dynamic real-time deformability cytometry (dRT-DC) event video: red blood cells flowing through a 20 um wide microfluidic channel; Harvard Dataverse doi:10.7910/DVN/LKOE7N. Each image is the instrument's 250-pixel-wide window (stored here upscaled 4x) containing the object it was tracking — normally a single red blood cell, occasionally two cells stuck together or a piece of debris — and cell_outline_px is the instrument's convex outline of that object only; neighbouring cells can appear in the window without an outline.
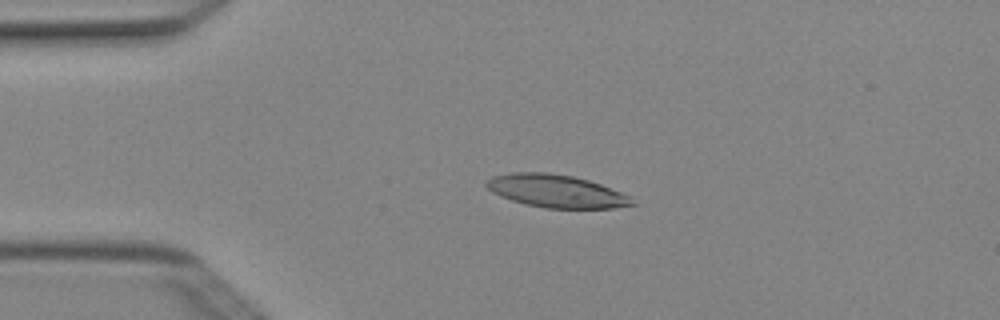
{"species": "Egyptian fruit bat (a non-hibernating species)", "species_latin": "Rousettus aegyptiacus", "temperature_condition": "cold", "stored_images_in_passage": 4, "camera_frame_rate_fps": 3000, "um_per_image_px": 0.085, "animal": {"sex": "female"}, "frame": {"image": 1, "passage_image": 2, "time_ms": 0.333, "image_size_px": [1000, 320], "cell_outline_px": [[636, 204], [612, 208], [544, 208], [524, 204], [500, 196], [492, 192], [484, 184], [492, 176], [512, 172], [548, 172], [572, 176], [588, 180], [600, 184], [632, 196]], "centroid_in_image_um": [47.28, 16.24], "position_along_channel_um": 37.7, "area_um2": 27.92}}
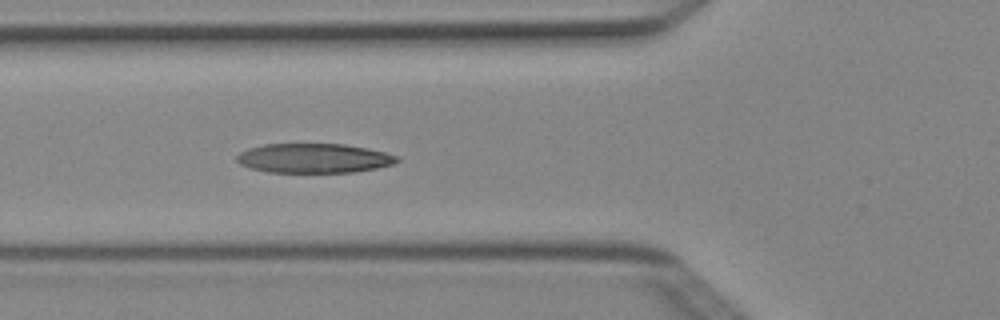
{"frame": {"image": 2, "passage_image": 4, "time_ms": 1.0, "image_size_px": [1000, 320], "cell_outline_px": [[400, 160], [392, 164], [376, 168], [352, 172], [268, 172], [252, 168], [240, 164], [236, 160], [236, 156], [240, 152], [248, 148], [264, 144], [344, 144], [384, 152], [400, 156]], "centroid_in_image_um": [26.67, 13.44], "position_along_channel_um": 99.1, "area_um2": 27.34}}